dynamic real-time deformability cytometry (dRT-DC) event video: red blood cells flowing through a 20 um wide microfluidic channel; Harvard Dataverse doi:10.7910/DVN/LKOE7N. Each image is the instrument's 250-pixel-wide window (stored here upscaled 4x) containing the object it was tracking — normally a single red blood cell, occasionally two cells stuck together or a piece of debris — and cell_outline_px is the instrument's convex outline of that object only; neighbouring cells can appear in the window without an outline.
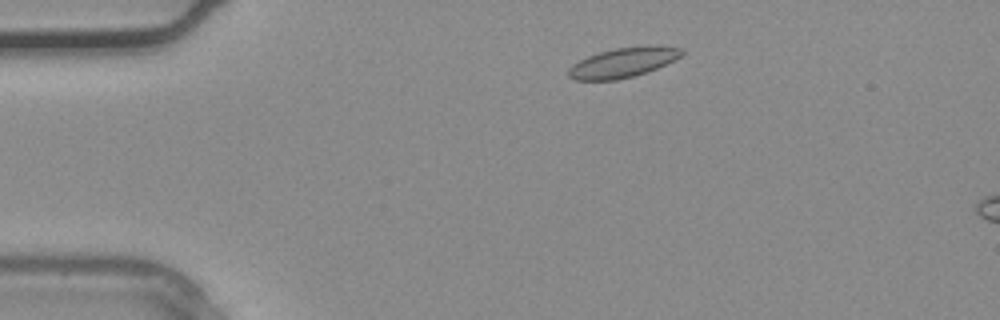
{"species": "common noctule bat (a hibernating species)", "species_latin": "Nyctalus noctula", "temperature_condition": "warm", "stored_images_in_passage": 7, "camera_frame_rate_fps": 3000, "um_per_image_px": 0.085, "animal": {"sex": "male", "body_mass_g": 20.4}, "frame": {"image": 1, "passage_image": 4, "time_ms": 1.0, "image_size_px": [1000, 320], "cell_outline_px": [[684, 52], [680, 56], [648, 72], [616, 80], [572, 80], [568, 76], [568, 68], [572, 64], [588, 56], [600, 52], [616, 48], [648, 44], [656, 44], [680, 48]], "centroid_in_image_um": [52.94, 5.3], "position_along_channel_um": 32.1, "area_um2": 19.71}}